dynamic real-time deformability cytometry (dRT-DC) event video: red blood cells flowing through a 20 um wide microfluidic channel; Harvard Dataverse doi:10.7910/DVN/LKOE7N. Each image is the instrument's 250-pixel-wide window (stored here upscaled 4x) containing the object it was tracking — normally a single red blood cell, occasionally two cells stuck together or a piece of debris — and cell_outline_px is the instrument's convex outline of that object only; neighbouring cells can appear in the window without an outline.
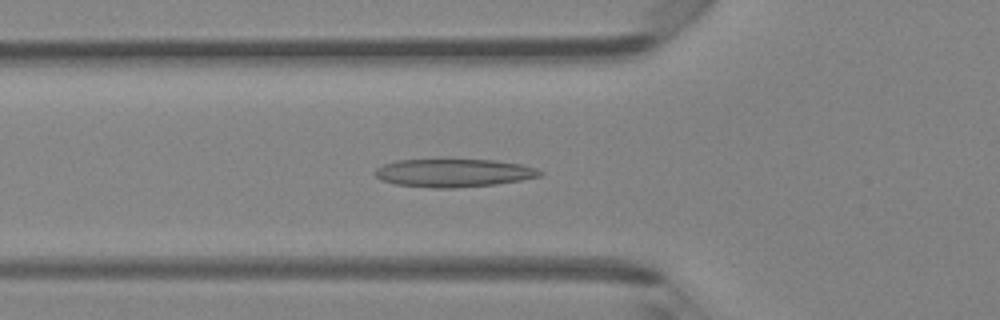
{"species": "Egyptian fruit bat (a non-hibernating species)", "species_latin": "Rousettus aegyptiacus", "temperature_condition": "room temperature", "stored_images_in_passage": 40, "camera_frame_rate_fps": 3000, "um_per_image_px": 0.085, "animal": {"sex": "female"}, "frame": {"image": 1, "passage_image": 9, "time_ms": 2.667, "image_size_px": [1000, 320], "cell_outline_px": [[544, 172], [540, 176], [520, 180], [496, 184], [452, 188], [436, 188], [396, 184], [380, 180], [376, 176], [376, 168], [384, 164], [396, 160], [492, 160], [520, 164], [536, 168]], "centroid_in_image_um": [38.56, 14.7], "position_along_channel_um": 87.2, "area_um2": 26.7}}
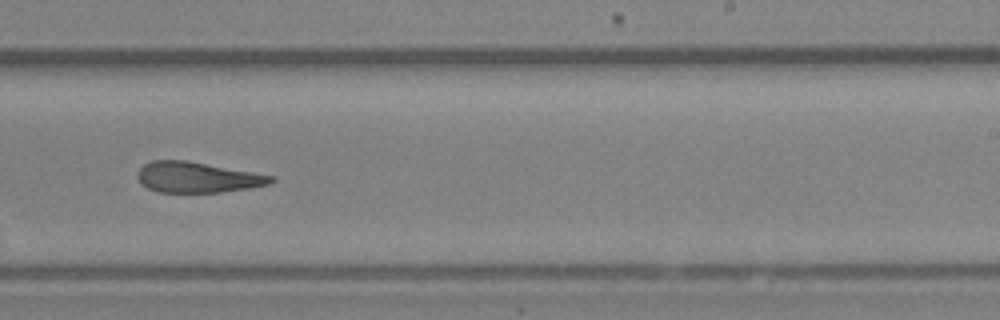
{"frame": {"image": 2, "passage_image": 22, "time_ms": 7.0, "image_size_px": [1000, 320], "cell_outline_px": [[276, 180], [272, 184], [252, 188], [220, 192], [160, 192], [148, 188], [136, 176], [136, 172], [144, 164], [152, 160], [188, 160], [276, 176]], "centroid_in_image_um": [16.84, 15.06], "position_along_channel_um": 272.2, "area_um2": 24.04}}
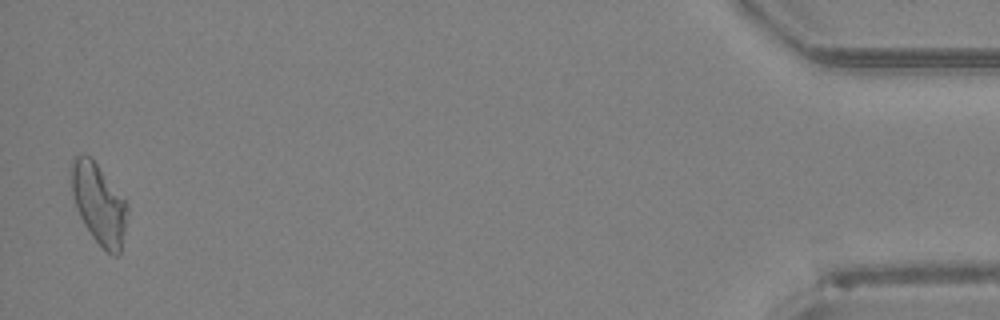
{"frame": {"image": 3, "passage_image": 39, "time_ms": 12.667, "image_size_px": [1000, 320], "cell_outline_px": [[128, 212], [120, 252], [116, 256], [112, 256], [92, 236], [84, 224], [76, 208], [72, 196], [72, 156], [88, 156], [96, 164], [128, 204]], "centroid_in_image_um": [8.4, 17.36], "position_along_channel_um": 426.8, "area_um2": 25.49}, "authors_computed_cell_mechanics": {"area_um2": 25.2297, "velocity_mm_per_s": 4.2716, "shape_relaxation_time_tau1_ms": null, "shape_relaxation_time_tau2_ms": 4.7101, "deformation_change_tau1": null, "deformation_change_tau2": 0.1628}}